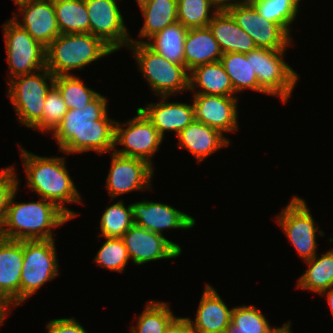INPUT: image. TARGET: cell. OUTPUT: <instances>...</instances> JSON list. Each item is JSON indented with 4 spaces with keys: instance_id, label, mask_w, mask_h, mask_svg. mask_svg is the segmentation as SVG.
Masks as SVG:
<instances>
[{
    "instance_id": "obj_1",
    "label": "cell",
    "mask_w": 333,
    "mask_h": 333,
    "mask_svg": "<svg viewBox=\"0 0 333 333\" xmlns=\"http://www.w3.org/2000/svg\"><path fill=\"white\" fill-rule=\"evenodd\" d=\"M108 100L99 94L84 109H69L51 133L62 153L113 152L116 120L108 116Z\"/></svg>"
},
{
    "instance_id": "obj_2",
    "label": "cell",
    "mask_w": 333,
    "mask_h": 333,
    "mask_svg": "<svg viewBox=\"0 0 333 333\" xmlns=\"http://www.w3.org/2000/svg\"><path fill=\"white\" fill-rule=\"evenodd\" d=\"M27 186L38 197L54 203L70 219L77 212L64 203H82V197L67 170L65 157H43L19 147Z\"/></svg>"
},
{
    "instance_id": "obj_3",
    "label": "cell",
    "mask_w": 333,
    "mask_h": 333,
    "mask_svg": "<svg viewBox=\"0 0 333 333\" xmlns=\"http://www.w3.org/2000/svg\"><path fill=\"white\" fill-rule=\"evenodd\" d=\"M18 189L9 200L0 237L19 241L54 239L52 230L71 219L54 203L43 198L18 203L14 200Z\"/></svg>"
},
{
    "instance_id": "obj_4",
    "label": "cell",
    "mask_w": 333,
    "mask_h": 333,
    "mask_svg": "<svg viewBox=\"0 0 333 333\" xmlns=\"http://www.w3.org/2000/svg\"><path fill=\"white\" fill-rule=\"evenodd\" d=\"M112 53L108 45L90 33L60 34L46 47V68L54 76L72 75V70H83Z\"/></svg>"
},
{
    "instance_id": "obj_5",
    "label": "cell",
    "mask_w": 333,
    "mask_h": 333,
    "mask_svg": "<svg viewBox=\"0 0 333 333\" xmlns=\"http://www.w3.org/2000/svg\"><path fill=\"white\" fill-rule=\"evenodd\" d=\"M140 73L158 97L189 91V74L185 66L174 64L150 49L145 43H130Z\"/></svg>"
},
{
    "instance_id": "obj_6",
    "label": "cell",
    "mask_w": 333,
    "mask_h": 333,
    "mask_svg": "<svg viewBox=\"0 0 333 333\" xmlns=\"http://www.w3.org/2000/svg\"><path fill=\"white\" fill-rule=\"evenodd\" d=\"M7 85V97L19 123L32 128L42 118L46 95L54 86V75L45 67L33 74L13 77Z\"/></svg>"
},
{
    "instance_id": "obj_7",
    "label": "cell",
    "mask_w": 333,
    "mask_h": 333,
    "mask_svg": "<svg viewBox=\"0 0 333 333\" xmlns=\"http://www.w3.org/2000/svg\"><path fill=\"white\" fill-rule=\"evenodd\" d=\"M55 240H23L20 304L59 275Z\"/></svg>"
},
{
    "instance_id": "obj_8",
    "label": "cell",
    "mask_w": 333,
    "mask_h": 333,
    "mask_svg": "<svg viewBox=\"0 0 333 333\" xmlns=\"http://www.w3.org/2000/svg\"><path fill=\"white\" fill-rule=\"evenodd\" d=\"M286 50L257 48L251 51V66L259 87L268 95L280 97L284 104L299 80V74L283 60Z\"/></svg>"
},
{
    "instance_id": "obj_9",
    "label": "cell",
    "mask_w": 333,
    "mask_h": 333,
    "mask_svg": "<svg viewBox=\"0 0 333 333\" xmlns=\"http://www.w3.org/2000/svg\"><path fill=\"white\" fill-rule=\"evenodd\" d=\"M9 77L33 74L46 67V48L11 18L2 25Z\"/></svg>"
},
{
    "instance_id": "obj_10",
    "label": "cell",
    "mask_w": 333,
    "mask_h": 333,
    "mask_svg": "<svg viewBox=\"0 0 333 333\" xmlns=\"http://www.w3.org/2000/svg\"><path fill=\"white\" fill-rule=\"evenodd\" d=\"M309 210L304 199L293 196L276 216L278 225L304 261L317 254V232L320 236L324 235V231L319 230V224L316 227L317 222Z\"/></svg>"
},
{
    "instance_id": "obj_11",
    "label": "cell",
    "mask_w": 333,
    "mask_h": 333,
    "mask_svg": "<svg viewBox=\"0 0 333 333\" xmlns=\"http://www.w3.org/2000/svg\"><path fill=\"white\" fill-rule=\"evenodd\" d=\"M163 140L154 125L137 108L136 115L128 121L121 123L116 120L113 151L122 156L144 160L154 168L151 160ZM117 144L123 148H116Z\"/></svg>"
},
{
    "instance_id": "obj_12",
    "label": "cell",
    "mask_w": 333,
    "mask_h": 333,
    "mask_svg": "<svg viewBox=\"0 0 333 333\" xmlns=\"http://www.w3.org/2000/svg\"><path fill=\"white\" fill-rule=\"evenodd\" d=\"M227 11L254 40L257 48L282 50L292 45V36L280 25L262 17L249 0L230 6Z\"/></svg>"
},
{
    "instance_id": "obj_13",
    "label": "cell",
    "mask_w": 333,
    "mask_h": 333,
    "mask_svg": "<svg viewBox=\"0 0 333 333\" xmlns=\"http://www.w3.org/2000/svg\"><path fill=\"white\" fill-rule=\"evenodd\" d=\"M89 33L99 37L114 52L131 43L124 17L116 0H85Z\"/></svg>"
},
{
    "instance_id": "obj_14",
    "label": "cell",
    "mask_w": 333,
    "mask_h": 333,
    "mask_svg": "<svg viewBox=\"0 0 333 333\" xmlns=\"http://www.w3.org/2000/svg\"><path fill=\"white\" fill-rule=\"evenodd\" d=\"M111 166L106 178L109 196L114 199L132 191L151 190L153 167L146 161L122 156L113 151Z\"/></svg>"
},
{
    "instance_id": "obj_15",
    "label": "cell",
    "mask_w": 333,
    "mask_h": 333,
    "mask_svg": "<svg viewBox=\"0 0 333 333\" xmlns=\"http://www.w3.org/2000/svg\"><path fill=\"white\" fill-rule=\"evenodd\" d=\"M129 258L135 265L180 256L179 244L170 241L164 235L149 231L134 224L121 237Z\"/></svg>"
},
{
    "instance_id": "obj_16",
    "label": "cell",
    "mask_w": 333,
    "mask_h": 333,
    "mask_svg": "<svg viewBox=\"0 0 333 333\" xmlns=\"http://www.w3.org/2000/svg\"><path fill=\"white\" fill-rule=\"evenodd\" d=\"M15 4L20 11L12 15L14 22L45 48L61 34L53 0H22ZM19 15H22V21L18 19Z\"/></svg>"
},
{
    "instance_id": "obj_17",
    "label": "cell",
    "mask_w": 333,
    "mask_h": 333,
    "mask_svg": "<svg viewBox=\"0 0 333 333\" xmlns=\"http://www.w3.org/2000/svg\"><path fill=\"white\" fill-rule=\"evenodd\" d=\"M134 224L163 235L167 229L187 230L194 227L195 218L168 204L148 200L131 203Z\"/></svg>"
},
{
    "instance_id": "obj_18",
    "label": "cell",
    "mask_w": 333,
    "mask_h": 333,
    "mask_svg": "<svg viewBox=\"0 0 333 333\" xmlns=\"http://www.w3.org/2000/svg\"><path fill=\"white\" fill-rule=\"evenodd\" d=\"M195 120L226 132H237L238 98L221 95L193 94Z\"/></svg>"
},
{
    "instance_id": "obj_19",
    "label": "cell",
    "mask_w": 333,
    "mask_h": 333,
    "mask_svg": "<svg viewBox=\"0 0 333 333\" xmlns=\"http://www.w3.org/2000/svg\"><path fill=\"white\" fill-rule=\"evenodd\" d=\"M168 98L170 96H162L157 103L152 102L145 107H138L163 138L165 132L174 131L178 135L195 120L193 102L191 104L169 102Z\"/></svg>"
},
{
    "instance_id": "obj_20",
    "label": "cell",
    "mask_w": 333,
    "mask_h": 333,
    "mask_svg": "<svg viewBox=\"0 0 333 333\" xmlns=\"http://www.w3.org/2000/svg\"><path fill=\"white\" fill-rule=\"evenodd\" d=\"M194 320L187 317L193 333H224L231 323V312L217 290L205 284Z\"/></svg>"
},
{
    "instance_id": "obj_21",
    "label": "cell",
    "mask_w": 333,
    "mask_h": 333,
    "mask_svg": "<svg viewBox=\"0 0 333 333\" xmlns=\"http://www.w3.org/2000/svg\"><path fill=\"white\" fill-rule=\"evenodd\" d=\"M22 266L23 240L0 237V294L13 308L20 306Z\"/></svg>"
},
{
    "instance_id": "obj_22",
    "label": "cell",
    "mask_w": 333,
    "mask_h": 333,
    "mask_svg": "<svg viewBox=\"0 0 333 333\" xmlns=\"http://www.w3.org/2000/svg\"><path fill=\"white\" fill-rule=\"evenodd\" d=\"M176 137L178 146L189 151L198 163L230 144L229 138L219 130L197 120H193Z\"/></svg>"
},
{
    "instance_id": "obj_23",
    "label": "cell",
    "mask_w": 333,
    "mask_h": 333,
    "mask_svg": "<svg viewBox=\"0 0 333 333\" xmlns=\"http://www.w3.org/2000/svg\"><path fill=\"white\" fill-rule=\"evenodd\" d=\"M208 27L225 53H249L257 49L254 40L236 23L227 10H218Z\"/></svg>"
},
{
    "instance_id": "obj_24",
    "label": "cell",
    "mask_w": 333,
    "mask_h": 333,
    "mask_svg": "<svg viewBox=\"0 0 333 333\" xmlns=\"http://www.w3.org/2000/svg\"><path fill=\"white\" fill-rule=\"evenodd\" d=\"M223 52L210 28H190L184 43L185 67L190 72L195 67L220 61Z\"/></svg>"
},
{
    "instance_id": "obj_25",
    "label": "cell",
    "mask_w": 333,
    "mask_h": 333,
    "mask_svg": "<svg viewBox=\"0 0 333 333\" xmlns=\"http://www.w3.org/2000/svg\"><path fill=\"white\" fill-rule=\"evenodd\" d=\"M189 77V91L193 94L236 97L230 77L220 61L195 67Z\"/></svg>"
},
{
    "instance_id": "obj_26",
    "label": "cell",
    "mask_w": 333,
    "mask_h": 333,
    "mask_svg": "<svg viewBox=\"0 0 333 333\" xmlns=\"http://www.w3.org/2000/svg\"><path fill=\"white\" fill-rule=\"evenodd\" d=\"M140 11L144 17V25L140 29L139 37L143 38V40L131 38V43H145L147 39L163 30L166 26L178 21L177 0H151L148 4L141 7Z\"/></svg>"
},
{
    "instance_id": "obj_27",
    "label": "cell",
    "mask_w": 333,
    "mask_h": 333,
    "mask_svg": "<svg viewBox=\"0 0 333 333\" xmlns=\"http://www.w3.org/2000/svg\"><path fill=\"white\" fill-rule=\"evenodd\" d=\"M188 28L176 21L150 37L145 44L174 64L185 66L184 43Z\"/></svg>"
},
{
    "instance_id": "obj_28",
    "label": "cell",
    "mask_w": 333,
    "mask_h": 333,
    "mask_svg": "<svg viewBox=\"0 0 333 333\" xmlns=\"http://www.w3.org/2000/svg\"><path fill=\"white\" fill-rule=\"evenodd\" d=\"M305 261L308 268L297 280V288L321 295L333 286V248Z\"/></svg>"
},
{
    "instance_id": "obj_29",
    "label": "cell",
    "mask_w": 333,
    "mask_h": 333,
    "mask_svg": "<svg viewBox=\"0 0 333 333\" xmlns=\"http://www.w3.org/2000/svg\"><path fill=\"white\" fill-rule=\"evenodd\" d=\"M220 62L230 77L234 93L250 89L266 94L259 87L256 73L252 70L251 51L246 54L235 52L225 53L222 55Z\"/></svg>"
},
{
    "instance_id": "obj_30",
    "label": "cell",
    "mask_w": 333,
    "mask_h": 333,
    "mask_svg": "<svg viewBox=\"0 0 333 333\" xmlns=\"http://www.w3.org/2000/svg\"><path fill=\"white\" fill-rule=\"evenodd\" d=\"M61 34L89 33L85 0H53Z\"/></svg>"
},
{
    "instance_id": "obj_31",
    "label": "cell",
    "mask_w": 333,
    "mask_h": 333,
    "mask_svg": "<svg viewBox=\"0 0 333 333\" xmlns=\"http://www.w3.org/2000/svg\"><path fill=\"white\" fill-rule=\"evenodd\" d=\"M176 317L168 303L150 300L130 331L131 333H165L166 328Z\"/></svg>"
},
{
    "instance_id": "obj_32",
    "label": "cell",
    "mask_w": 333,
    "mask_h": 333,
    "mask_svg": "<svg viewBox=\"0 0 333 333\" xmlns=\"http://www.w3.org/2000/svg\"><path fill=\"white\" fill-rule=\"evenodd\" d=\"M276 328L254 305H242L233 307L231 323L224 333H272Z\"/></svg>"
},
{
    "instance_id": "obj_33",
    "label": "cell",
    "mask_w": 333,
    "mask_h": 333,
    "mask_svg": "<svg viewBox=\"0 0 333 333\" xmlns=\"http://www.w3.org/2000/svg\"><path fill=\"white\" fill-rule=\"evenodd\" d=\"M54 86L61 93L68 110H82L100 94L85 86L84 81L73 74L54 76Z\"/></svg>"
},
{
    "instance_id": "obj_34",
    "label": "cell",
    "mask_w": 333,
    "mask_h": 333,
    "mask_svg": "<svg viewBox=\"0 0 333 333\" xmlns=\"http://www.w3.org/2000/svg\"><path fill=\"white\" fill-rule=\"evenodd\" d=\"M99 238H121L125 232L134 225L131 204L127 207L123 200L108 206L100 218Z\"/></svg>"
},
{
    "instance_id": "obj_35",
    "label": "cell",
    "mask_w": 333,
    "mask_h": 333,
    "mask_svg": "<svg viewBox=\"0 0 333 333\" xmlns=\"http://www.w3.org/2000/svg\"><path fill=\"white\" fill-rule=\"evenodd\" d=\"M217 12L210 0H177L178 21L188 29L207 27Z\"/></svg>"
},
{
    "instance_id": "obj_36",
    "label": "cell",
    "mask_w": 333,
    "mask_h": 333,
    "mask_svg": "<svg viewBox=\"0 0 333 333\" xmlns=\"http://www.w3.org/2000/svg\"><path fill=\"white\" fill-rule=\"evenodd\" d=\"M258 13L267 19L280 25L291 35V25L294 23L299 9L291 0H249Z\"/></svg>"
},
{
    "instance_id": "obj_37",
    "label": "cell",
    "mask_w": 333,
    "mask_h": 333,
    "mask_svg": "<svg viewBox=\"0 0 333 333\" xmlns=\"http://www.w3.org/2000/svg\"><path fill=\"white\" fill-rule=\"evenodd\" d=\"M105 240L96 253L94 262L105 269L123 272L130 260L123 240L115 237H106Z\"/></svg>"
},
{
    "instance_id": "obj_38",
    "label": "cell",
    "mask_w": 333,
    "mask_h": 333,
    "mask_svg": "<svg viewBox=\"0 0 333 333\" xmlns=\"http://www.w3.org/2000/svg\"><path fill=\"white\" fill-rule=\"evenodd\" d=\"M42 118L31 128L52 133L66 115L68 108L59 90L53 86L46 95Z\"/></svg>"
},
{
    "instance_id": "obj_39",
    "label": "cell",
    "mask_w": 333,
    "mask_h": 333,
    "mask_svg": "<svg viewBox=\"0 0 333 333\" xmlns=\"http://www.w3.org/2000/svg\"><path fill=\"white\" fill-rule=\"evenodd\" d=\"M14 169V165H11L0 170V230L5 221L9 200L20 184Z\"/></svg>"
},
{
    "instance_id": "obj_40",
    "label": "cell",
    "mask_w": 333,
    "mask_h": 333,
    "mask_svg": "<svg viewBox=\"0 0 333 333\" xmlns=\"http://www.w3.org/2000/svg\"><path fill=\"white\" fill-rule=\"evenodd\" d=\"M46 329L47 333H88L75 318L51 319Z\"/></svg>"
},
{
    "instance_id": "obj_41",
    "label": "cell",
    "mask_w": 333,
    "mask_h": 333,
    "mask_svg": "<svg viewBox=\"0 0 333 333\" xmlns=\"http://www.w3.org/2000/svg\"><path fill=\"white\" fill-rule=\"evenodd\" d=\"M165 333H193L187 317H176L166 328Z\"/></svg>"
},
{
    "instance_id": "obj_42",
    "label": "cell",
    "mask_w": 333,
    "mask_h": 333,
    "mask_svg": "<svg viewBox=\"0 0 333 333\" xmlns=\"http://www.w3.org/2000/svg\"><path fill=\"white\" fill-rule=\"evenodd\" d=\"M10 306L13 307V305L0 294V325L5 322V318L7 315L9 316L8 313H11L12 308H10Z\"/></svg>"
},
{
    "instance_id": "obj_43",
    "label": "cell",
    "mask_w": 333,
    "mask_h": 333,
    "mask_svg": "<svg viewBox=\"0 0 333 333\" xmlns=\"http://www.w3.org/2000/svg\"><path fill=\"white\" fill-rule=\"evenodd\" d=\"M218 10H227L230 6L242 2L244 0H210Z\"/></svg>"
},
{
    "instance_id": "obj_44",
    "label": "cell",
    "mask_w": 333,
    "mask_h": 333,
    "mask_svg": "<svg viewBox=\"0 0 333 333\" xmlns=\"http://www.w3.org/2000/svg\"><path fill=\"white\" fill-rule=\"evenodd\" d=\"M321 295H325L327 298L328 306L331 309V314L333 315V286H331L329 289L324 291Z\"/></svg>"
},
{
    "instance_id": "obj_45",
    "label": "cell",
    "mask_w": 333,
    "mask_h": 333,
    "mask_svg": "<svg viewBox=\"0 0 333 333\" xmlns=\"http://www.w3.org/2000/svg\"><path fill=\"white\" fill-rule=\"evenodd\" d=\"M291 321L285 322L281 327H277L272 333H293L291 330Z\"/></svg>"
},
{
    "instance_id": "obj_46",
    "label": "cell",
    "mask_w": 333,
    "mask_h": 333,
    "mask_svg": "<svg viewBox=\"0 0 333 333\" xmlns=\"http://www.w3.org/2000/svg\"><path fill=\"white\" fill-rule=\"evenodd\" d=\"M136 1H137L138 6L141 8L144 5L148 4L151 0H136Z\"/></svg>"
},
{
    "instance_id": "obj_47",
    "label": "cell",
    "mask_w": 333,
    "mask_h": 333,
    "mask_svg": "<svg viewBox=\"0 0 333 333\" xmlns=\"http://www.w3.org/2000/svg\"><path fill=\"white\" fill-rule=\"evenodd\" d=\"M301 0H291V2L299 9L300 5H299V2Z\"/></svg>"
},
{
    "instance_id": "obj_48",
    "label": "cell",
    "mask_w": 333,
    "mask_h": 333,
    "mask_svg": "<svg viewBox=\"0 0 333 333\" xmlns=\"http://www.w3.org/2000/svg\"><path fill=\"white\" fill-rule=\"evenodd\" d=\"M13 1H14V3H17V2L22 1V0H13Z\"/></svg>"
}]
</instances>
